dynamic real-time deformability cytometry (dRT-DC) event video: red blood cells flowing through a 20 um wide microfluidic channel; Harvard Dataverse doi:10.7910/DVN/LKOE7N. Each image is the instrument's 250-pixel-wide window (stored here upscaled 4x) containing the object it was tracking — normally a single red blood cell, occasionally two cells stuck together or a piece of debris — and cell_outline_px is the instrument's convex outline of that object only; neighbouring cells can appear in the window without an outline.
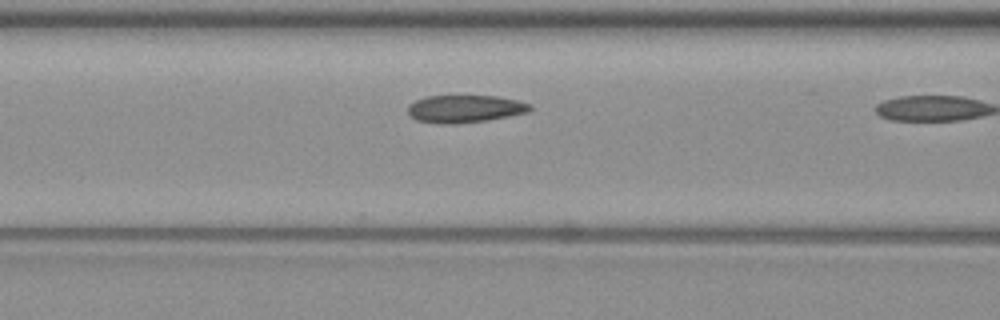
{"species": "common noctule bat (a hibernating species)", "species_latin": "Nyctalus noctula", "temperature_condition": "warm", "stored_images_in_passage": 10, "camera_frame_rate_fps": 3000, "um_per_image_px": 0.085, "animal": {"sex": "female", "body_mass_g": 19.3, "forearm_length_mm": 54.1}, "frame": {"image": 1, "passage_image": 9, "time_ms": 2.667, "image_size_px": [1000, 320], "cell_outline_px": [[532, 108], [528, 112], [488, 120], [456, 124], [440, 124], [416, 120], [408, 112], [408, 104], [424, 96], [496, 96], [516, 100], [532, 104]], "centroid_in_image_um": [39.5, 9.25], "position_along_channel_um": 127.1, "area_um2": 19.65}}